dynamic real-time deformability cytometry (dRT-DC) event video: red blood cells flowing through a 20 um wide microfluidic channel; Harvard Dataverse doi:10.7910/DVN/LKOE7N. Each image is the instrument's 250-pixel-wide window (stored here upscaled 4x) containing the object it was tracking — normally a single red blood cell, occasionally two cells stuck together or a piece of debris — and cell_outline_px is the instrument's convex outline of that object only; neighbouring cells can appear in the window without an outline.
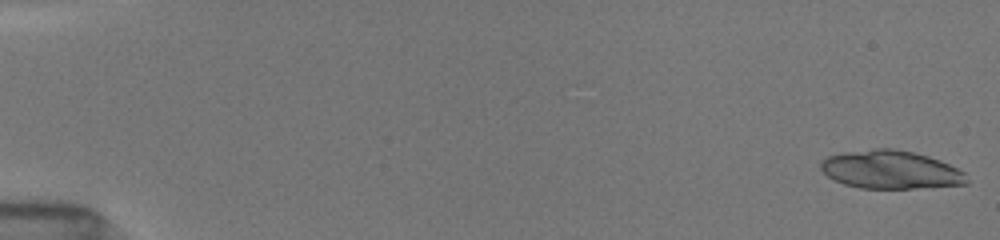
{"species": "common noctule bat (a hibernating species)", "species_latin": "Nyctalus noctula", "temperature_condition": "room temperature", "stored_images_in_passage": 21, "camera_frame_rate_fps": 3000, "um_per_image_px": 0.085, "animal": {"sex": "female", "body_mass_g": 19.5, "forearm_length_mm": 54.1}, "frame": {"image": 1, "passage_image": 1, "time_ms": 0.0, "image_size_px": [1000, 240], "cell_outline_px": [[968, 184], [916, 188], [860, 188], [844, 184], [828, 176], [820, 168], [820, 160], [828, 156], [844, 152], [876, 148], [892, 148], [912, 152], [928, 156], [940, 160], [964, 172], [968, 180]], "centroid_in_image_um": [75.69, 14.42], "position_along_channel_um": 9.3, "area_um2": 32.43}}
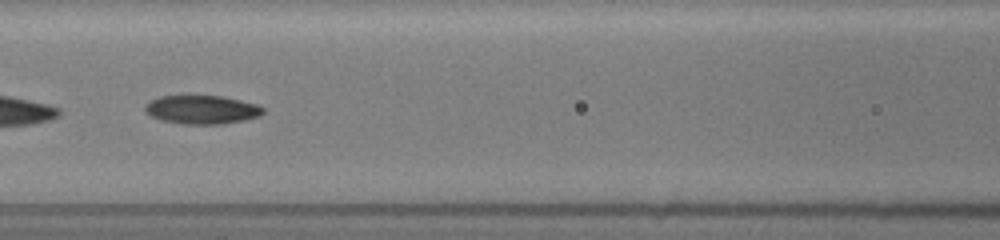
{"frame": {"image": 2, "passage_image": 11, "time_ms": 8.0, "image_size_px": [1000, 240], "cell_outline_px": [[264, 112], [260, 116], [244, 120], [224, 124], [180, 124], [160, 120], [148, 116], [144, 112], [144, 104], [160, 96], [224, 96], [256, 104], [264, 108]], "centroid_in_image_um": [17.12, 9.33], "position_along_channel_um": 149.5, "area_um2": 19.94}}
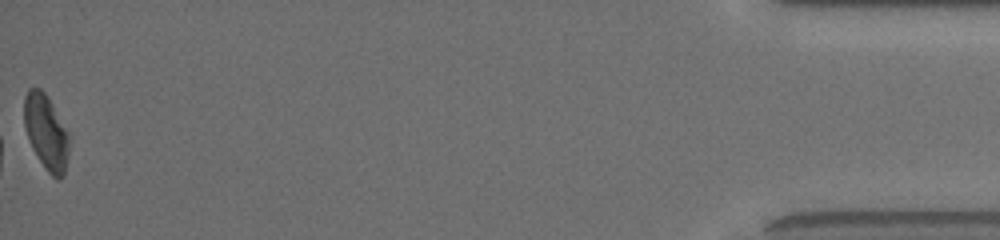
{"frame": {"image": 3, "passage_image": 21, "time_ms": 17.333, "image_size_px": [1000, 240], "cell_outline_px": [[68, 156], [64, 176], [60, 180], [56, 180], [44, 168], [32, 148], [28, 140], [24, 128], [24, 96], [28, 88], [40, 88], [44, 92], [52, 104], [68, 132]], "centroid_in_image_um": [3.9, 11.26], "position_along_channel_um": 431.3, "area_um2": 19.77}, "authors_computed_cell_mechanics": {"area_um2": 20.1722, "velocity_mm_per_s": 3.9403, "shape_relaxation_time_tau1_ms": null, "shape_relaxation_time_tau2_ms": 3.6214, "deformation_change_tau1": null, "deformation_change_tau2": 0.0765}}